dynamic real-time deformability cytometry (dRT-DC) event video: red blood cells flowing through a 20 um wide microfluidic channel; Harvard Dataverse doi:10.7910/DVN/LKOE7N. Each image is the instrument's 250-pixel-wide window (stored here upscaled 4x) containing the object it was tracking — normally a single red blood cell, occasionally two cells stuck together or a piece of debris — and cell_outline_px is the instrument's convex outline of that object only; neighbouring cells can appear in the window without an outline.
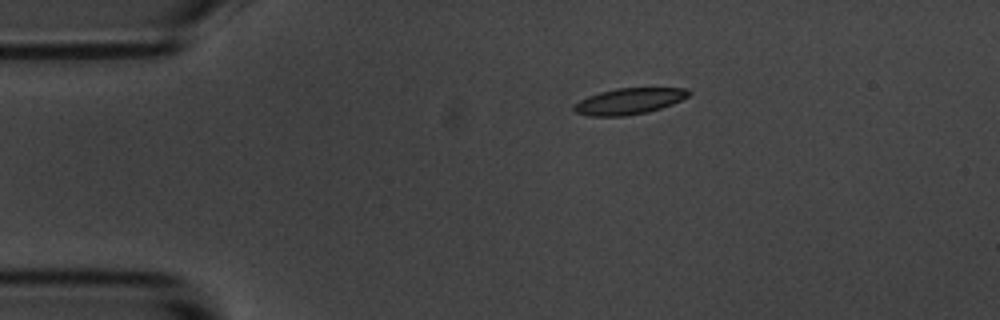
{"species": "common noctule bat (a hibernating species)", "species_latin": "Nyctalus noctula", "temperature_condition": "room temperature", "stored_images_in_passage": 15, "camera_frame_rate_fps": 3000, "um_per_image_px": 0.085, "animal": {"sex": "male", "body_mass_g": 20.1, "forearm_length_mm": 53.5}, "frame": {"image": 1, "passage_image": 3, "time_ms": 3.0, "image_size_px": [1000, 320], "cell_outline_px": [[692, 92], [688, 96], [672, 104], [648, 112], [624, 116], [588, 116], [576, 112], [572, 108], [580, 100], [588, 96], [600, 92], [616, 88], [688, 88]], "centroid_in_image_um": [53.48, 8.6], "position_along_channel_um": 31.5, "area_um2": 17.4}}
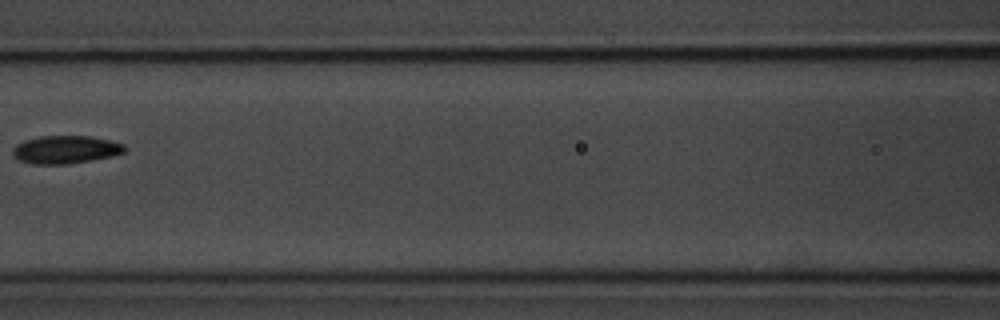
{"frame": {"image": 2, "passage_image": 7, "time_ms": 8.0, "image_size_px": [1000, 320], "cell_outline_px": [[128, 148], [124, 152], [112, 156], [64, 164], [32, 164], [20, 160], [12, 152], [12, 148], [16, 144], [24, 140], [40, 136], [92, 136], [112, 140], [124, 144]], "centroid_in_image_um": [5.59, 12.7], "position_along_channel_um": 161.0, "area_um2": 18.21}}
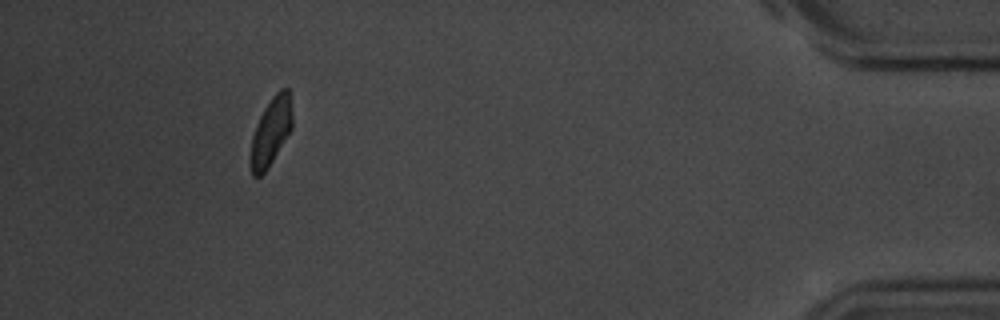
{"frame": {"image": 3, "passage_image": 14, "time_ms": 17.0, "image_size_px": [1000, 320], "cell_outline_px": [[292, 128], [268, 168], [260, 176], [252, 176], [248, 164], [248, 160], [252, 136], [256, 124], [264, 108], [272, 96], [280, 88], [288, 88], [292, 116]], "centroid_in_image_um": [22.98, 11.23], "position_along_channel_um": 412.2, "area_um2": 16.7}, "authors_computed_cell_mechanics": {"area_um2": 17.3978, "velocity_mm_per_s": 3.492, "shape_relaxation_time_tau1_ms": 1.6922, "shape_relaxation_time_tau2_ms": null, "deformation_change_tau1": 0.0782, "deformation_change_tau2": null}}